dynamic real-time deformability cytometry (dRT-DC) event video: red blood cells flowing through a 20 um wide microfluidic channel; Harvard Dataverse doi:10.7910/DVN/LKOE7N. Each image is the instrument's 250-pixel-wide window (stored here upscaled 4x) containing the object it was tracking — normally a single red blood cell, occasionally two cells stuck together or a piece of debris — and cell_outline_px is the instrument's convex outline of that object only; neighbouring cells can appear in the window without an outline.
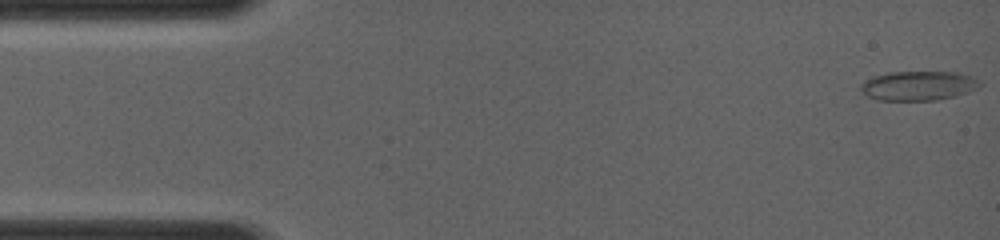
{"species": "common noctule bat (a hibernating species)", "species_latin": "Nyctalus noctula", "temperature_condition": "room temperature", "stored_images_in_passage": 12, "camera_frame_rate_fps": 4000, "um_per_image_px": 0.085, "animal": {"sex": "female", "body_mass_g": 19.0, "forearm_length_mm": 56.7}, "frame": {"image": 1, "passage_image": 1, "time_ms": 0.0, "image_size_px": [1000, 240], "cell_outline_px": [[980, 84], [976, 88], [968, 92], [956, 96], [936, 100], [876, 100], [868, 96], [860, 88], [860, 84], [864, 80], [872, 76], [888, 72], [960, 72], [972, 76], [980, 80]], "centroid_in_image_um": [78.05, 7.28], "position_along_channel_um": 6.9, "area_um2": 20.52}}
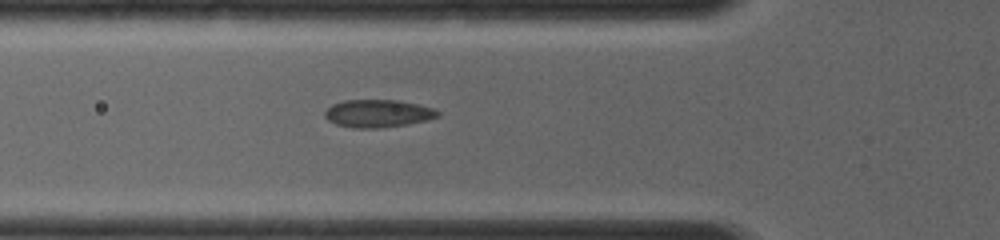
{"frame": {"image": 2, "passage_image": 8, "time_ms": 4.5, "image_size_px": [1000, 240], "cell_outline_px": [[440, 116], [428, 120], [408, 124], [380, 128], [352, 128], [336, 124], [328, 120], [324, 116], [324, 112], [332, 104], [344, 100], [400, 100], [432, 108], [440, 112]], "centroid_in_image_um": [32.12, 9.65], "position_along_channel_um": 93.7, "area_um2": 18.32}}
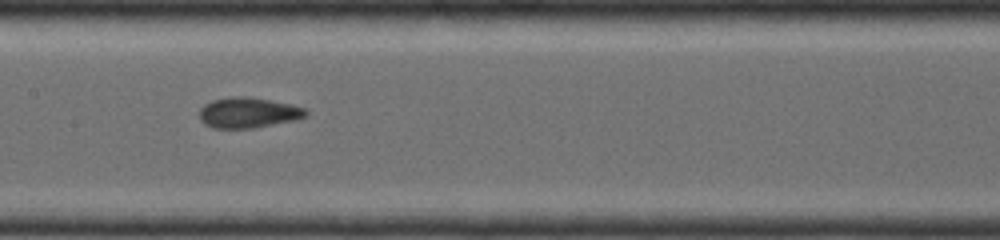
{"frame": {"image": 3, "passage_image": 11, "time_ms": 6.5, "image_size_px": [1000, 240], "cell_outline_px": [[308, 116], [296, 120], [252, 128], [212, 128], [204, 124], [200, 120], [200, 108], [204, 104], [212, 100], [228, 96], [244, 96], [268, 100], [288, 104], [304, 108], [308, 112]], "centroid_in_image_um": [21.07, 9.58], "position_along_channel_um": 186.3, "area_um2": 18.9}}